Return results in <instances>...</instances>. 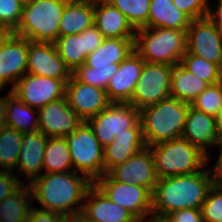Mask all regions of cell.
Returning <instances> with one entry per match:
<instances>
[{"label":"cell","mask_w":222,"mask_h":222,"mask_svg":"<svg viewBox=\"0 0 222 222\" xmlns=\"http://www.w3.org/2000/svg\"><path fill=\"white\" fill-rule=\"evenodd\" d=\"M204 222H220L222 220V185L214 183L209 189L206 200L201 206Z\"/></svg>","instance_id":"8d00e7d4"},{"label":"cell","mask_w":222,"mask_h":222,"mask_svg":"<svg viewBox=\"0 0 222 222\" xmlns=\"http://www.w3.org/2000/svg\"><path fill=\"white\" fill-rule=\"evenodd\" d=\"M219 158L218 161L212 167L215 175V183L222 185V142L219 144Z\"/></svg>","instance_id":"f6af8a7d"},{"label":"cell","mask_w":222,"mask_h":222,"mask_svg":"<svg viewBox=\"0 0 222 222\" xmlns=\"http://www.w3.org/2000/svg\"><path fill=\"white\" fill-rule=\"evenodd\" d=\"M79 175L74 170L43 173L29 184L32 199L42 204L40 209L58 212L64 218L73 219L82 211L86 193L94 184L86 175Z\"/></svg>","instance_id":"6da1fadb"},{"label":"cell","mask_w":222,"mask_h":222,"mask_svg":"<svg viewBox=\"0 0 222 222\" xmlns=\"http://www.w3.org/2000/svg\"><path fill=\"white\" fill-rule=\"evenodd\" d=\"M144 60L134 50L119 64L106 88V95L111 103H128L141 76Z\"/></svg>","instance_id":"ac0fdd59"},{"label":"cell","mask_w":222,"mask_h":222,"mask_svg":"<svg viewBox=\"0 0 222 222\" xmlns=\"http://www.w3.org/2000/svg\"><path fill=\"white\" fill-rule=\"evenodd\" d=\"M93 129L100 145L112 143L117 134L135 127L140 122V112L129 103H111L97 115L86 121Z\"/></svg>","instance_id":"9c48e42d"},{"label":"cell","mask_w":222,"mask_h":222,"mask_svg":"<svg viewBox=\"0 0 222 222\" xmlns=\"http://www.w3.org/2000/svg\"><path fill=\"white\" fill-rule=\"evenodd\" d=\"M73 220L75 222H96L94 220H91L89 218H87L82 212H79L74 218Z\"/></svg>","instance_id":"681fc988"},{"label":"cell","mask_w":222,"mask_h":222,"mask_svg":"<svg viewBox=\"0 0 222 222\" xmlns=\"http://www.w3.org/2000/svg\"><path fill=\"white\" fill-rule=\"evenodd\" d=\"M32 191L23 183L15 192L0 202L1 222H25L32 208Z\"/></svg>","instance_id":"f1b7e54d"},{"label":"cell","mask_w":222,"mask_h":222,"mask_svg":"<svg viewBox=\"0 0 222 222\" xmlns=\"http://www.w3.org/2000/svg\"><path fill=\"white\" fill-rule=\"evenodd\" d=\"M146 147L141 122L117 134L111 144L104 147V174Z\"/></svg>","instance_id":"44dd1931"},{"label":"cell","mask_w":222,"mask_h":222,"mask_svg":"<svg viewBox=\"0 0 222 222\" xmlns=\"http://www.w3.org/2000/svg\"><path fill=\"white\" fill-rule=\"evenodd\" d=\"M117 8L135 29L145 27L148 22L150 0H106Z\"/></svg>","instance_id":"d6a6232c"},{"label":"cell","mask_w":222,"mask_h":222,"mask_svg":"<svg viewBox=\"0 0 222 222\" xmlns=\"http://www.w3.org/2000/svg\"><path fill=\"white\" fill-rule=\"evenodd\" d=\"M48 137L42 132L23 134L21 149L16 168L24 174L30 184L35 178L43 174V159Z\"/></svg>","instance_id":"603a6c76"},{"label":"cell","mask_w":222,"mask_h":222,"mask_svg":"<svg viewBox=\"0 0 222 222\" xmlns=\"http://www.w3.org/2000/svg\"><path fill=\"white\" fill-rule=\"evenodd\" d=\"M23 134L8 126L0 129V170L13 172L17 166Z\"/></svg>","instance_id":"1f68e13d"},{"label":"cell","mask_w":222,"mask_h":222,"mask_svg":"<svg viewBox=\"0 0 222 222\" xmlns=\"http://www.w3.org/2000/svg\"><path fill=\"white\" fill-rule=\"evenodd\" d=\"M135 39L105 38L102 45L86 57L90 68H119V64L134 51Z\"/></svg>","instance_id":"cb8c5ba5"},{"label":"cell","mask_w":222,"mask_h":222,"mask_svg":"<svg viewBox=\"0 0 222 222\" xmlns=\"http://www.w3.org/2000/svg\"><path fill=\"white\" fill-rule=\"evenodd\" d=\"M94 24V0H68L59 23V36L75 35Z\"/></svg>","instance_id":"d4e9b609"},{"label":"cell","mask_w":222,"mask_h":222,"mask_svg":"<svg viewBox=\"0 0 222 222\" xmlns=\"http://www.w3.org/2000/svg\"><path fill=\"white\" fill-rule=\"evenodd\" d=\"M117 71L118 68H90L83 64L72 75L79 82L106 90L110 79Z\"/></svg>","instance_id":"d590c367"},{"label":"cell","mask_w":222,"mask_h":222,"mask_svg":"<svg viewBox=\"0 0 222 222\" xmlns=\"http://www.w3.org/2000/svg\"><path fill=\"white\" fill-rule=\"evenodd\" d=\"M181 137L198 147L208 157L209 146H219L220 138L216 128V117L188 106Z\"/></svg>","instance_id":"d6986e66"},{"label":"cell","mask_w":222,"mask_h":222,"mask_svg":"<svg viewBox=\"0 0 222 222\" xmlns=\"http://www.w3.org/2000/svg\"><path fill=\"white\" fill-rule=\"evenodd\" d=\"M171 222H204L201 208L175 210L167 215Z\"/></svg>","instance_id":"60d3db41"},{"label":"cell","mask_w":222,"mask_h":222,"mask_svg":"<svg viewBox=\"0 0 222 222\" xmlns=\"http://www.w3.org/2000/svg\"><path fill=\"white\" fill-rule=\"evenodd\" d=\"M65 139L75 172L86 175L92 182L104 175V148L86 121Z\"/></svg>","instance_id":"52a82bcc"},{"label":"cell","mask_w":222,"mask_h":222,"mask_svg":"<svg viewBox=\"0 0 222 222\" xmlns=\"http://www.w3.org/2000/svg\"><path fill=\"white\" fill-rule=\"evenodd\" d=\"M216 7L215 10L209 7L206 17L215 25L216 29L222 35V0H218Z\"/></svg>","instance_id":"ee69618b"},{"label":"cell","mask_w":222,"mask_h":222,"mask_svg":"<svg viewBox=\"0 0 222 222\" xmlns=\"http://www.w3.org/2000/svg\"><path fill=\"white\" fill-rule=\"evenodd\" d=\"M172 70V65L145 61L141 76L128 103L140 110L171 97Z\"/></svg>","instance_id":"ba28073f"},{"label":"cell","mask_w":222,"mask_h":222,"mask_svg":"<svg viewBox=\"0 0 222 222\" xmlns=\"http://www.w3.org/2000/svg\"><path fill=\"white\" fill-rule=\"evenodd\" d=\"M159 179L203 170L210 161L205 153L183 137L149 147Z\"/></svg>","instance_id":"277c9868"},{"label":"cell","mask_w":222,"mask_h":222,"mask_svg":"<svg viewBox=\"0 0 222 222\" xmlns=\"http://www.w3.org/2000/svg\"><path fill=\"white\" fill-rule=\"evenodd\" d=\"M82 213L96 222H139L127 209L112 202L95 184L87 191Z\"/></svg>","instance_id":"ffe728a7"},{"label":"cell","mask_w":222,"mask_h":222,"mask_svg":"<svg viewBox=\"0 0 222 222\" xmlns=\"http://www.w3.org/2000/svg\"><path fill=\"white\" fill-rule=\"evenodd\" d=\"M94 184L114 203L127 209L139 222L152 214V193L142 186L120 183L108 173Z\"/></svg>","instance_id":"30bf717a"},{"label":"cell","mask_w":222,"mask_h":222,"mask_svg":"<svg viewBox=\"0 0 222 222\" xmlns=\"http://www.w3.org/2000/svg\"><path fill=\"white\" fill-rule=\"evenodd\" d=\"M147 220H144L143 222H171V220L167 216H159V215H153L150 214Z\"/></svg>","instance_id":"7dc6e473"},{"label":"cell","mask_w":222,"mask_h":222,"mask_svg":"<svg viewBox=\"0 0 222 222\" xmlns=\"http://www.w3.org/2000/svg\"><path fill=\"white\" fill-rule=\"evenodd\" d=\"M208 86L209 84L206 81L189 72L180 63L173 66L170 86L171 97L191 104Z\"/></svg>","instance_id":"83f0119b"},{"label":"cell","mask_w":222,"mask_h":222,"mask_svg":"<svg viewBox=\"0 0 222 222\" xmlns=\"http://www.w3.org/2000/svg\"><path fill=\"white\" fill-rule=\"evenodd\" d=\"M19 178L14 172L0 170V202L10 196L24 183Z\"/></svg>","instance_id":"ab89813d"},{"label":"cell","mask_w":222,"mask_h":222,"mask_svg":"<svg viewBox=\"0 0 222 222\" xmlns=\"http://www.w3.org/2000/svg\"><path fill=\"white\" fill-rule=\"evenodd\" d=\"M69 79H52L44 76L25 74L11 92L24 104L36 108L65 97V85Z\"/></svg>","instance_id":"8fae6325"},{"label":"cell","mask_w":222,"mask_h":222,"mask_svg":"<svg viewBox=\"0 0 222 222\" xmlns=\"http://www.w3.org/2000/svg\"><path fill=\"white\" fill-rule=\"evenodd\" d=\"M218 70H219V81L222 83V57H221L220 62L218 64Z\"/></svg>","instance_id":"816d5d0a"},{"label":"cell","mask_w":222,"mask_h":222,"mask_svg":"<svg viewBox=\"0 0 222 222\" xmlns=\"http://www.w3.org/2000/svg\"><path fill=\"white\" fill-rule=\"evenodd\" d=\"M23 6L21 0H0V24L8 33H13L18 27Z\"/></svg>","instance_id":"74e56055"},{"label":"cell","mask_w":222,"mask_h":222,"mask_svg":"<svg viewBox=\"0 0 222 222\" xmlns=\"http://www.w3.org/2000/svg\"><path fill=\"white\" fill-rule=\"evenodd\" d=\"M43 168L46 173H65L74 170L65 138L47 139Z\"/></svg>","instance_id":"4dcf8cb0"},{"label":"cell","mask_w":222,"mask_h":222,"mask_svg":"<svg viewBox=\"0 0 222 222\" xmlns=\"http://www.w3.org/2000/svg\"><path fill=\"white\" fill-rule=\"evenodd\" d=\"M191 19L172 0H150L146 28H170L186 31Z\"/></svg>","instance_id":"484cf974"},{"label":"cell","mask_w":222,"mask_h":222,"mask_svg":"<svg viewBox=\"0 0 222 222\" xmlns=\"http://www.w3.org/2000/svg\"><path fill=\"white\" fill-rule=\"evenodd\" d=\"M175 6L191 20L205 18L210 7L209 0H172Z\"/></svg>","instance_id":"f35d334b"},{"label":"cell","mask_w":222,"mask_h":222,"mask_svg":"<svg viewBox=\"0 0 222 222\" xmlns=\"http://www.w3.org/2000/svg\"><path fill=\"white\" fill-rule=\"evenodd\" d=\"M6 126L5 120V96L0 97V129Z\"/></svg>","instance_id":"bcb514c9"},{"label":"cell","mask_w":222,"mask_h":222,"mask_svg":"<svg viewBox=\"0 0 222 222\" xmlns=\"http://www.w3.org/2000/svg\"><path fill=\"white\" fill-rule=\"evenodd\" d=\"M216 128H217V133L220 138V143L222 142V109L216 116Z\"/></svg>","instance_id":"c3c4849f"},{"label":"cell","mask_w":222,"mask_h":222,"mask_svg":"<svg viewBox=\"0 0 222 222\" xmlns=\"http://www.w3.org/2000/svg\"><path fill=\"white\" fill-rule=\"evenodd\" d=\"M190 106L216 117L222 109V83L209 85L191 102Z\"/></svg>","instance_id":"e575fe53"},{"label":"cell","mask_w":222,"mask_h":222,"mask_svg":"<svg viewBox=\"0 0 222 222\" xmlns=\"http://www.w3.org/2000/svg\"><path fill=\"white\" fill-rule=\"evenodd\" d=\"M180 64L189 72L194 73L209 85L219 83L218 65L208 62L204 58L186 53L181 58Z\"/></svg>","instance_id":"836d02e7"},{"label":"cell","mask_w":222,"mask_h":222,"mask_svg":"<svg viewBox=\"0 0 222 222\" xmlns=\"http://www.w3.org/2000/svg\"><path fill=\"white\" fill-rule=\"evenodd\" d=\"M7 34L6 29L0 24V39H3Z\"/></svg>","instance_id":"f907efd6"},{"label":"cell","mask_w":222,"mask_h":222,"mask_svg":"<svg viewBox=\"0 0 222 222\" xmlns=\"http://www.w3.org/2000/svg\"><path fill=\"white\" fill-rule=\"evenodd\" d=\"M28 39L8 33L0 39V83L16 82L27 73Z\"/></svg>","instance_id":"5bb4252c"},{"label":"cell","mask_w":222,"mask_h":222,"mask_svg":"<svg viewBox=\"0 0 222 222\" xmlns=\"http://www.w3.org/2000/svg\"><path fill=\"white\" fill-rule=\"evenodd\" d=\"M186 51L219 64L222 57V35L207 17L191 20L186 32Z\"/></svg>","instance_id":"7c38bea8"},{"label":"cell","mask_w":222,"mask_h":222,"mask_svg":"<svg viewBox=\"0 0 222 222\" xmlns=\"http://www.w3.org/2000/svg\"><path fill=\"white\" fill-rule=\"evenodd\" d=\"M190 104L169 97L139 110L146 147L179 138Z\"/></svg>","instance_id":"3957f363"},{"label":"cell","mask_w":222,"mask_h":222,"mask_svg":"<svg viewBox=\"0 0 222 222\" xmlns=\"http://www.w3.org/2000/svg\"><path fill=\"white\" fill-rule=\"evenodd\" d=\"M214 183V170L206 167L193 174L158 179L152 192V214L167 216L175 210L201 208Z\"/></svg>","instance_id":"7a4b0ae2"},{"label":"cell","mask_w":222,"mask_h":222,"mask_svg":"<svg viewBox=\"0 0 222 222\" xmlns=\"http://www.w3.org/2000/svg\"><path fill=\"white\" fill-rule=\"evenodd\" d=\"M134 50L151 63L176 65L186 53V31L170 28L136 29Z\"/></svg>","instance_id":"8992f818"},{"label":"cell","mask_w":222,"mask_h":222,"mask_svg":"<svg viewBox=\"0 0 222 222\" xmlns=\"http://www.w3.org/2000/svg\"><path fill=\"white\" fill-rule=\"evenodd\" d=\"M3 88H5V87L0 83V93Z\"/></svg>","instance_id":"db71d44e"},{"label":"cell","mask_w":222,"mask_h":222,"mask_svg":"<svg viewBox=\"0 0 222 222\" xmlns=\"http://www.w3.org/2000/svg\"><path fill=\"white\" fill-rule=\"evenodd\" d=\"M54 45L71 73L85 64L87 54L84 43V31L75 35L59 36Z\"/></svg>","instance_id":"f546056e"},{"label":"cell","mask_w":222,"mask_h":222,"mask_svg":"<svg viewBox=\"0 0 222 222\" xmlns=\"http://www.w3.org/2000/svg\"><path fill=\"white\" fill-rule=\"evenodd\" d=\"M27 74L52 79H70L72 73L59 56L54 43L28 40Z\"/></svg>","instance_id":"e0dca14e"},{"label":"cell","mask_w":222,"mask_h":222,"mask_svg":"<svg viewBox=\"0 0 222 222\" xmlns=\"http://www.w3.org/2000/svg\"><path fill=\"white\" fill-rule=\"evenodd\" d=\"M94 25L104 38L135 39L136 29L106 0H94Z\"/></svg>","instance_id":"7402d4cb"},{"label":"cell","mask_w":222,"mask_h":222,"mask_svg":"<svg viewBox=\"0 0 222 222\" xmlns=\"http://www.w3.org/2000/svg\"><path fill=\"white\" fill-rule=\"evenodd\" d=\"M67 1L28 0L13 34L29 41L54 43L59 37V23Z\"/></svg>","instance_id":"5b68a950"},{"label":"cell","mask_w":222,"mask_h":222,"mask_svg":"<svg viewBox=\"0 0 222 222\" xmlns=\"http://www.w3.org/2000/svg\"><path fill=\"white\" fill-rule=\"evenodd\" d=\"M104 37L102 33L97 29V27L93 24L84 30V43L86 54L94 52L99 46L102 45L104 41Z\"/></svg>","instance_id":"7bdbcfd3"},{"label":"cell","mask_w":222,"mask_h":222,"mask_svg":"<svg viewBox=\"0 0 222 222\" xmlns=\"http://www.w3.org/2000/svg\"><path fill=\"white\" fill-rule=\"evenodd\" d=\"M83 120L70 108L66 97L38 109V130L48 138L73 133Z\"/></svg>","instance_id":"9a60e30c"},{"label":"cell","mask_w":222,"mask_h":222,"mask_svg":"<svg viewBox=\"0 0 222 222\" xmlns=\"http://www.w3.org/2000/svg\"><path fill=\"white\" fill-rule=\"evenodd\" d=\"M65 222H75L73 219L65 218Z\"/></svg>","instance_id":"f5cc1de1"},{"label":"cell","mask_w":222,"mask_h":222,"mask_svg":"<svg viewBox=\"0 0 222 222\" xmlns=\"http://www.w3.org/2000/svg\"><path fill=\"white\" fill-rule=\"evenodd\" d=\"M108 174L117 182L147 188L151 193L158 182L154 158L149 147L112 168Z\"/></svg>","instance_id":"4fadbf2b"},{"label":"cell","mask_w":222,"mask_h":222,"mask_svg":"<svg viewBox=\"0 0 222 222\" xmlns=\"http://www.w3.org/2000/svg\"><path fill=\"white\" fill-rule=\"evenodd\" d=\"M37 113L38 110L24 104L9 90L5 96L6 126L14 128L22 134L38 131Z\"/></svg>","instance_id":"4316f807"},{"label":"cell","mask_w":222,"mask_h":222,"mask_svg":"<svg viewBox=\"0 0 222 222\" xmlns=\"http://www.w3.org/2000/svg\"><path fill=\"white\" fill-rule=\"evenodd\" d=\"M65 218L58 212L43 210L32 206L25 222H62Z\"/></svg>","instance_id":"b9f144b4"},{"label":"cell","mask_w":222,"mask_h":222,"mask_svg":"<svg viewBox=\"0 0 222 222\" xmlns=\"http://www.w3.org/2000/svg\"><path fill=\"white\" fill-rule=\"evenodd\" d=\"M65 97L70 108L83 121L97 115L111 104L105 89L79 82L73 75L65 85Z\"/></svg>","instance_id":"2e32d148"}]
</instances>
